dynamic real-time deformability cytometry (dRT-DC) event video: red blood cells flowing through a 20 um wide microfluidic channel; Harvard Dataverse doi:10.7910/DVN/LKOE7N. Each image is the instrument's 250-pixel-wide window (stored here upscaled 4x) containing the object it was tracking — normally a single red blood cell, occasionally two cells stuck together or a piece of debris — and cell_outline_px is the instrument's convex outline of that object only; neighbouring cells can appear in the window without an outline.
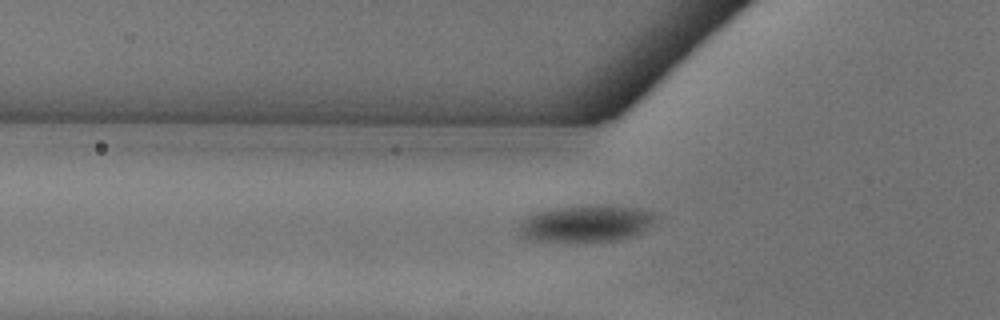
{"species": "common noctule bat (a hibernating species)", "species_latin": "Nyctalus noctula", "temperature_condition": "warm", "stored_images_in_passage": 29, "camera_frame_rate_fps": 3000, "um_per_image_px": 0.085, "animal": {"sex": "female"}, "frame": {"image": 1, "passage_image": 3, "time_ms": 0.667, "image_size_px": [1000, 320], "cell_outline_px": [[656, 216], [644, 232], [620, 240], [576, 244], [556, 244], [528, 240], [520, 236], [520, 228], [524, 220], [528, 216], [536, 212], [556, 208], [640, 208], [652, 212]], "centroid_in_image_um": [49.74, 19.12], "position_along_channel_um": 76.1, "area_um2": 29.13}}
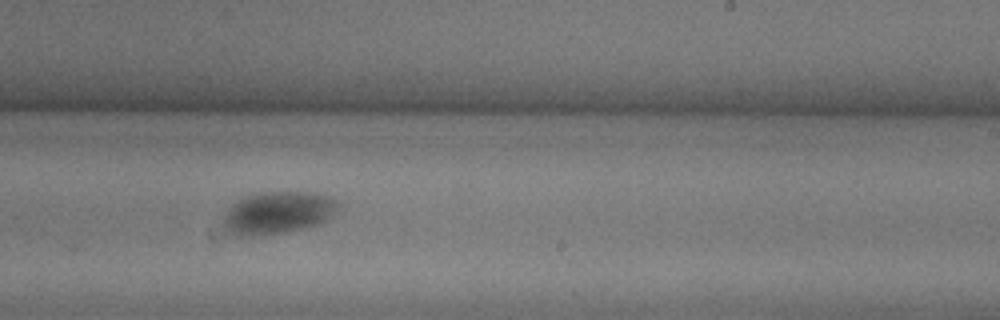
{"frame": {"image": 2, "passage_image": 17, "time_ms": 5.333, "image_size_px": [1000, 320], "cell_outline_px": [[340, 208], [332, 216], [316, 224], [300, 228], [260, 236], [236, 236], [224, 232], [224, 216], [228, 208], [236, 200], [260, 192], [312, 192], [332, 196], [340, 200]], "centroid_in_image_um": [23.62, 18.07], "position_along_channel_um": 265.4, "area_um2": 28.55}}
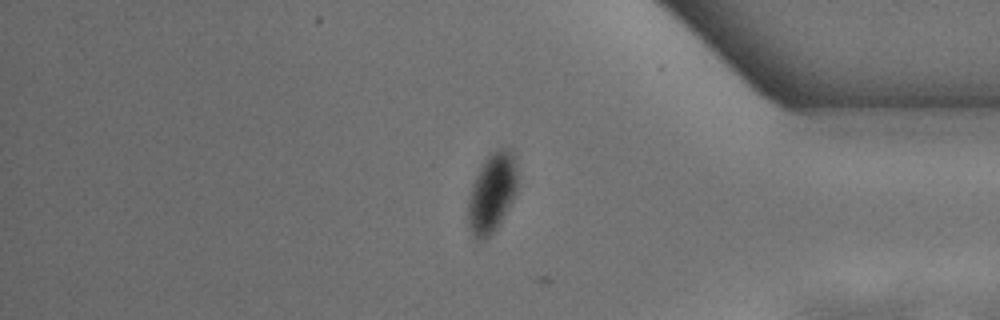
{"frame": {"image": 3, "passage_image": 28, "time_ms": 9.0, "image_size_px": [1000, 320], "cell_outline_px": [[516, 192], [512, 200], [496, 228], [488, 236], [480, 240], [472, 232], [468, 224], [468, 200], [472, 184], [480, 164], [496, 148], [508, 148], [516, 156]], "centroid_in_image_um": [41.81, 16.31], "position_along_channel_um": 393.4, "area_um2": 22.54}, "authors_computed_cell_mechanics": {"area_um2": 27.8018, "velocity_mm_per_s": 4.0454, "shape_relaxation_time_tau1_ms": 5.1895, "shape_relaxation_time_tau2_ms": null, "deformation_change_tau1": 0.1276, "deformation_change_tau2": null}}